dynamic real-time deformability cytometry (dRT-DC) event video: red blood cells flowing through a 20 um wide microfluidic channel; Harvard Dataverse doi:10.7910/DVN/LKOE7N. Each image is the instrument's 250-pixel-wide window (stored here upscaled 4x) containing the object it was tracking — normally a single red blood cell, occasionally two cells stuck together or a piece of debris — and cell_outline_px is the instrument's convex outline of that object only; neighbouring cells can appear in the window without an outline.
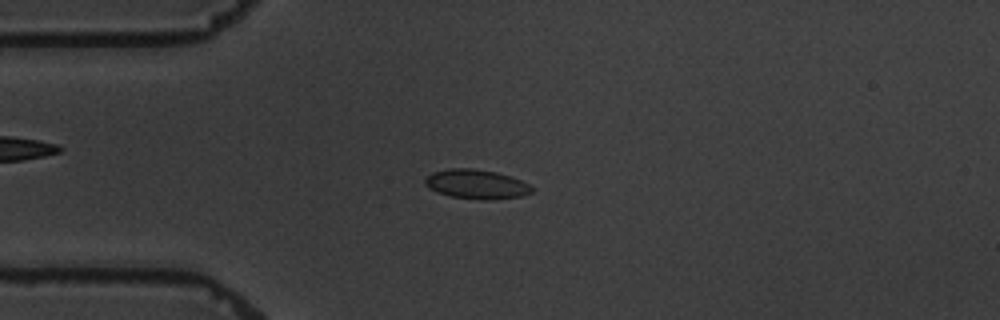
{"species": "common noctule bat (a hibernating species)", "species_latin": "Nyctalus noctula", "temperature_condition": "warm", "stored_images_in_passage": 5, "camera_frame_rate_fps": 3000, "um_per_image_px": 0.085, "animal": {"sex": "male", "body_mass_g": 19.5, "forearm_length_mm": 54.6}, "frame": {"image": 1, "passage_image": 3, "time_ms": 2.667, "image_size_px": [1000, 320], "cell_outline_px": [[532, 192], [524, 196], [488, 200], [480, 200], [452, 196], [436, 192], [428, 188], [424, 184], [424, 180], [432, 172], [448, 168], [472, 168], [496, 172], [512, 176], [528, 184], [532, 188]], "centroid_in_image_um": [40.48, 15.65], "position_along_channel_um": 44.5, "area_um2": 18.38}}